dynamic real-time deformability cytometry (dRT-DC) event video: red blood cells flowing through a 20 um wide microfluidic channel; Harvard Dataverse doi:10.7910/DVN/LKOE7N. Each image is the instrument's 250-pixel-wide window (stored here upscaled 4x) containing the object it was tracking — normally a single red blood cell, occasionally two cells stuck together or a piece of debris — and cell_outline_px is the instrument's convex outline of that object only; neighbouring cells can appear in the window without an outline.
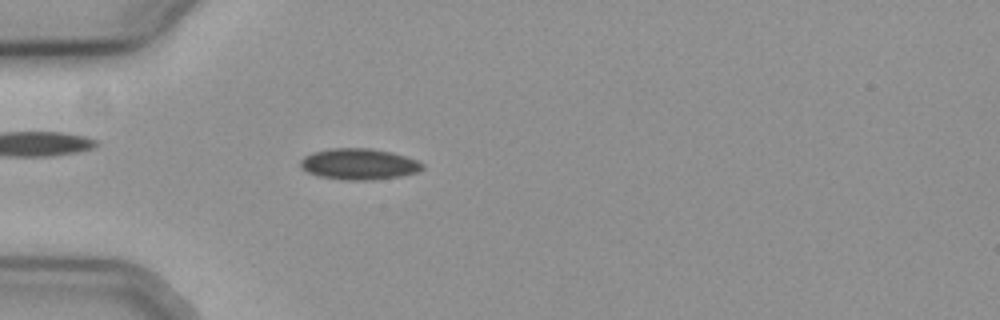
{"species": "common noctule bat (a hibernating species)", "species_latin": "Nyctalus noctula", "temperature_condition": "cold", "stored_images_in_passage": 57, "camera_frame_rate_fps": 3000, "um_per_image_px": 0.085, "animal": {"sex": "female", "body_mass_g": 19.3, "forearm_length_mm": 54.1}, "frame": {"image": 1, "passage_image": 18, "time_ms": 5.667, "image_size_px": [1000, 320], "cell_outline_px": [[424, 168], [416, 172], [400, 176], [372, 180], [344, 180], [320, 176], [308, 172], [300, 168], [300, 160], [304, 156], [312, 152], [332, 148], [372, 148], [392, 152], [416, 160], [424, 164]], "centroid_in_image_um": [30.49, 13.94], "position_along_channel_um": 54.5, "area_um2": 22.14}}
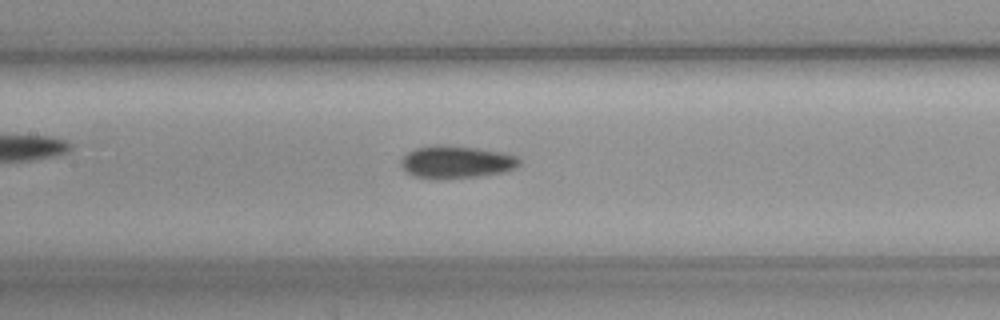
{"frame": {"image": 2, "passage_image": 28, "time_ms": 9.0, "image_size_px": [1000, 320], "cell_outline_px": [[520, 164], [516, 168], [504, 172], [480, 176], [416, 176], [408, 172], [400, 164], [400, 160], [408, 152], [416, 148], [436, 144], [440, 144], [476, 148], [504, 152], [516, 156], [520, 160]], "centroid_in_image_um": [38.85, 13.72], "position_along_channel_um": 168.6, "area_um2": 21.68}}
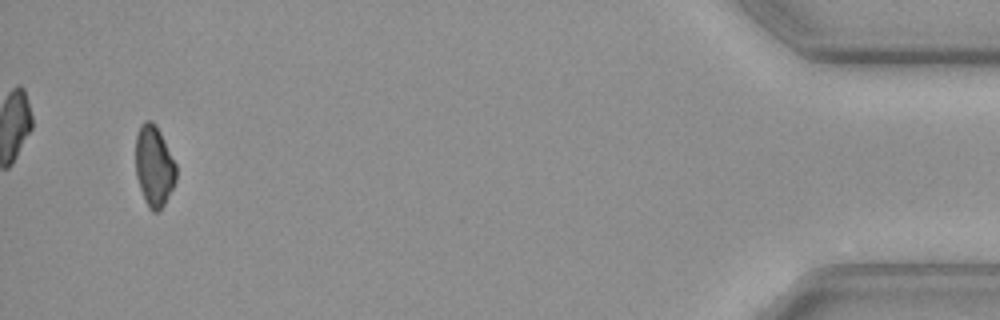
{"frame": {"image": 3, "passage_image": 55, "time_ms": 18.0, "image_size_px": [1000, 320], "cell_outline_px": [[176, 180], [160, 212], [152, 212], [148, 208], [144, 200], [136, 176], [136, 136], [144, 120], [152, 120], [156, 124], [176, 164]], "centroid_in_image_um": [13.09, 14.14], "position_along_channel_um": 422.1, "area_um2": 19.07}, "authors_computed_cell_mechanics": {"area_um2": 20.9236, "velocity_mm_per_s": 3.7197, "shape_relaxation_time_tau1_ms": 9.0339, "shape_relaxation_time_tau2_ms": null, "deformation_change_tau1": 0.0521, "deformation_change_tau2": null}}